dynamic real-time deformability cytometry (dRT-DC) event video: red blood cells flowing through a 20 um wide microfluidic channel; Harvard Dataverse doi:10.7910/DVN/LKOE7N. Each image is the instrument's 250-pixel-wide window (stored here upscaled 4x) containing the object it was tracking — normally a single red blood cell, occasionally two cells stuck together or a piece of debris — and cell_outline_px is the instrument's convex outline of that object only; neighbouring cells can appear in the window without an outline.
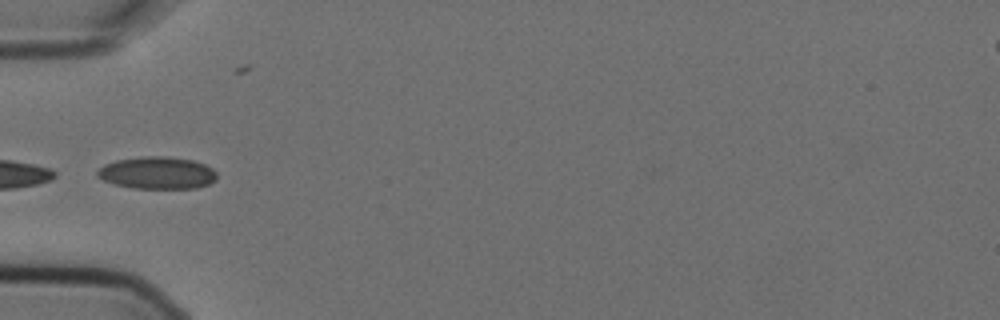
{"species": "Egyptian fruit bat (a non-hibernating species)", "species_latin": "Rousettus aegyptiacus", "temperature_condition": "cold", "stored_images_in_passage": 7, "camera_frame_rate_fps": 3000, "um_per_image_px": 0.085, "animal": {"sex": "female"}, "frame": {"image": 1, "passage_image": 5, "time_ms": 1.333, "image_size_px": [1000, 320], "cell_outline_px": [[216, 180], [208, 184], [196, 188], [132, 188], [112, 184], [96, 176], [96, 172], [104, 164], [116, 160], [144, 156], [164, 156], [192, 160], [204, 164], [212, 168], [216, 172]], "centroid_in_image_um": [13.34, 14.7], "position_along_channel_um": 71.7, "area_um2": 22.48}}
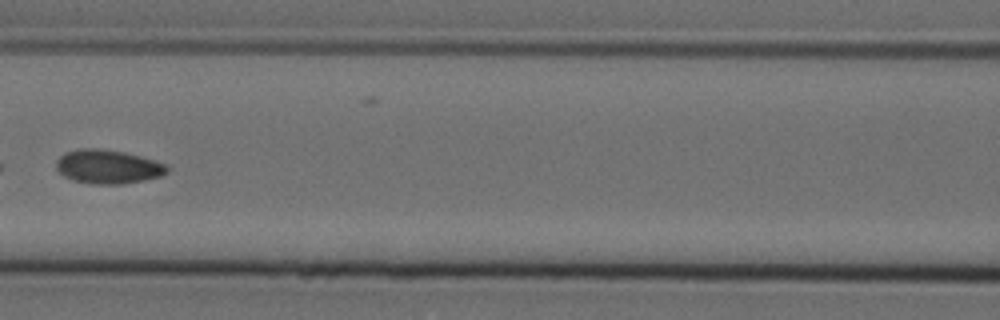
{"frame": {"image": 2, "passage_image": 7, "time_ms": 2.0, "image_size_px": [1000, 320], "cell_outline_px": [[168, 172], [160, 176], [144, 180], [124, 184], [92, 184], [72, 180], [64, 176], [56, 168], [56, 160], [64, 152], [80, 148], [100, 148], [124, 152], [156, 160], [168, 164]], "centroid_in_image_um": [9.18, 14.16], "position_along_channel_um": 157.4, "area_um2": 22.14}}